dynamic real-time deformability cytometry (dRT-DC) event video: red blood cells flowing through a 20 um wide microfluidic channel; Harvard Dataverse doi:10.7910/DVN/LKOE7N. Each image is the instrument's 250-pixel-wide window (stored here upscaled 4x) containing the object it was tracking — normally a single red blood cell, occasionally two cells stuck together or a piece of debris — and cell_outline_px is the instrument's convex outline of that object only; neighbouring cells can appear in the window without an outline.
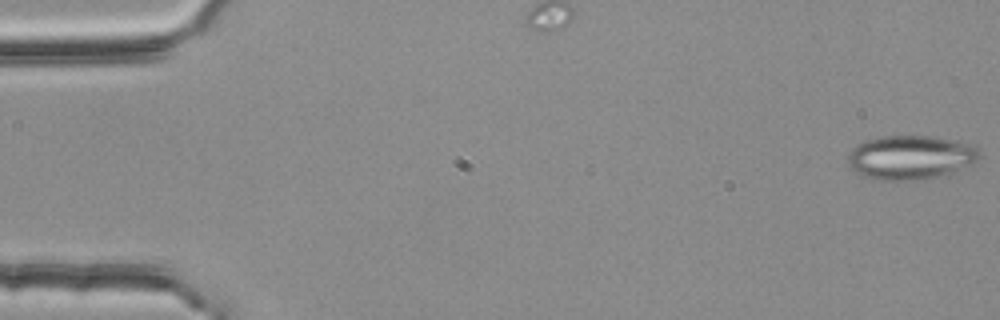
{"species": "common noctule bat (a hibernating species)", "species_latin": "Nyctalus noctula", "temperature_condition": "room temperature", "stored_images_in_passage": 5, "camera_frame_rate_fps": 3000, "um_per_image_px": 0.085, "animal": {"sex": "female", "body_mass_g": 25.1}, "frame": {"image": 1, "passage_image": 1, "time_ms": 0.0, "image_size_px": [1000, 320], "cell_outline_px": [[980, 156], [972, 164], [952, 172], [940, 176], [924, 180], [872, 180], [860, 176], [848, 164], [848, 152], [852, 148], [864, 140], [880, 136], [932, 136], [976, 144], [980, 148]], "centroid_in_image_um": [77.39, 13.38], "position_along_channel_um": 7.6, "area_um2": 34.39}}